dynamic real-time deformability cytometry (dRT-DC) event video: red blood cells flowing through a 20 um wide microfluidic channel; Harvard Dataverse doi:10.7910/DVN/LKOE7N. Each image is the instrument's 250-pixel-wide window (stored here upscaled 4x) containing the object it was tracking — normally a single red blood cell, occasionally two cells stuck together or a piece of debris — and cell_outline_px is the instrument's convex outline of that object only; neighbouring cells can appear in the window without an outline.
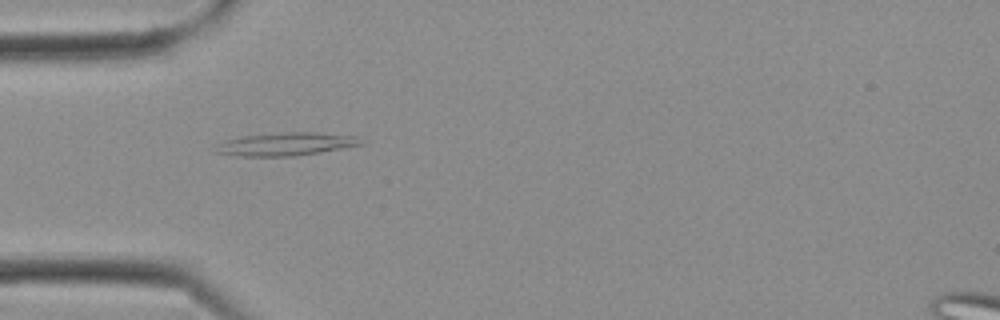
{"species": "Egyptian fruit bat (a non-hibernating species)", "species_latin": "Rousettus aegyptiacus", "temperature_condition": "cold", "stored_images_in_passage": 13, "camera_frame_rate_fps": 3000, "um_per_image_px": 0.085, "frame": {"image": 1, "passage_image": 8, "time_ms": 2.333, "image_size_px": [1000, 320], "cell_outline_px": [[368, 140], [364, 144], [320, 152], [296, 156], [240, 156], [216, 152], [216, 144], [224, 140], [240, 136], [288, 132], [316, 132], [356, 136]], "centroid_in_image_um": [24.36, 12.24], "position_along_channel_um": 60.6, "area_um2": 19.65}}
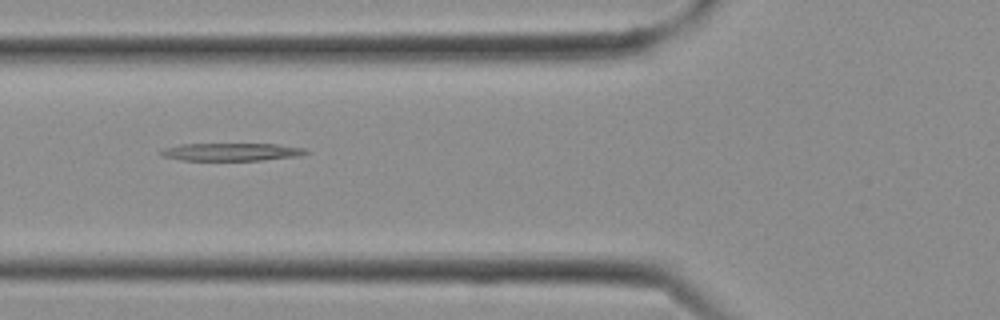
{"frame": {"image": 2, "passage_image": 10, "time_ms": 3.0, "image_size_px": [1000, 320], "cell_outline_px": [[308, 152], [300, 156], [260, 160], [180, 160], [160, 156], [156, 152], [164, 148], [180, 144], [276, 144], [304, 148]], "centroid_in_image_um": [19.59, 12.91], "position_along_channel_um": 106.2, "area_um2": 15.03}}
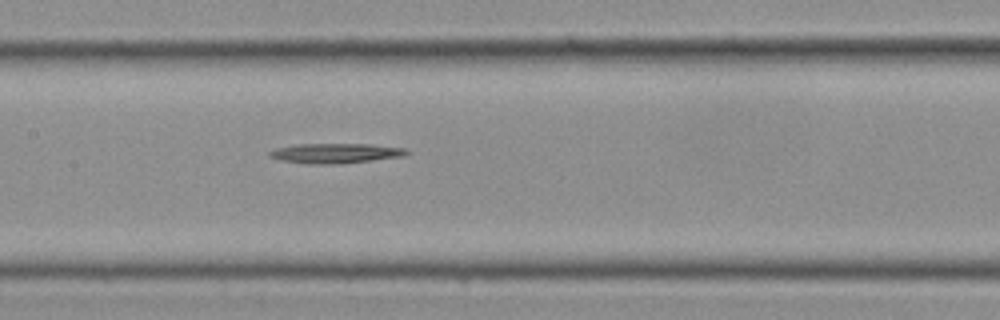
{"frame": {"image": 3, "passage_image": 13, "time_ms": 4.0, "image_size_px": [1000, 320], "cell_outline_px": [[408, 152], [404, 156], [340, 164], [308, 164], [280, 160], [268, 156], [268, 152], [276, 148], [296, 144], [368, 144], [404, 148]], "centroid_in_image_um": [28.46, 13.03], "position_along_channel_um": 178.9, "area_um2": 15.84}}